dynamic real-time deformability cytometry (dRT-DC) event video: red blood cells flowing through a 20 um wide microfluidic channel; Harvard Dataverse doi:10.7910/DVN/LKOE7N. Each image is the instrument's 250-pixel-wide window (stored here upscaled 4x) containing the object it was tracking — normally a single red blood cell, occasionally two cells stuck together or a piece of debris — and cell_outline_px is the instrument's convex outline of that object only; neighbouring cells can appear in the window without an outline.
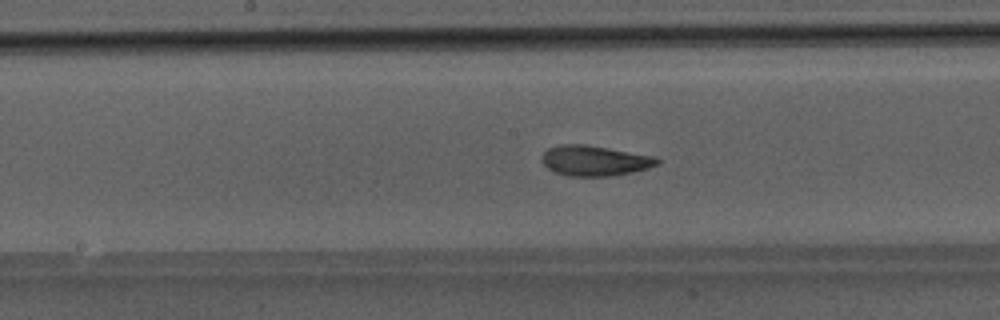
{"species": "Egyptian fruit bat (a non-hibernating species)", "species_latin": "Rousettus aegyptiacus", "temperature_condition": "room temperature", "stored_images_in_passage": 49, "camera_frame_rate_fps": 3000, "um_per_image_px": 0.085, "animal": {"sex": "male"}, "frame": {"image": 1, "passage_image": 26, "time_ms": 8.333, "image_size_px": [1000, 320], "cell_outline_px": [[660, 164], [648, 168], [632, 172], [612, 176], [568, 176], [552, 172], [540, 160], [540, 156], [548, 148], [560, 144], [584, 144], [656, 156], [660, 160]], "centroid_in_image_um": [50.53, 13.66], "position_along_channel_um": 197.7, "area_um2": 20.63}}
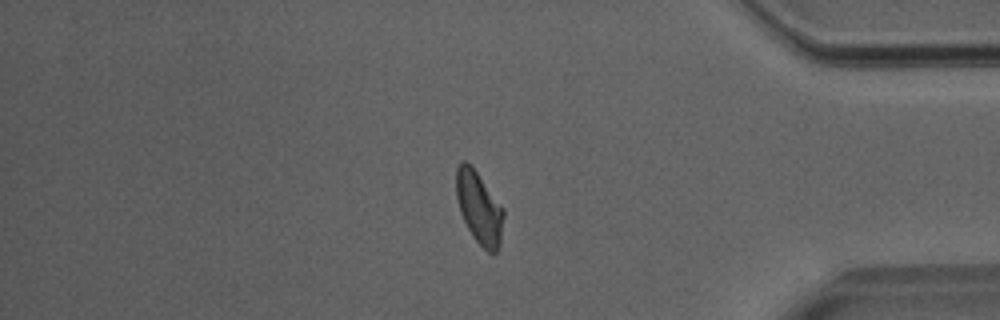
{"frame": {"image": 2, "passage_image": 42, "time_ms": 13.667, "image_size_px": [1000, 320], "cell_outline_px": [[504, 216], [500, 244], [496, 252], [492, 256], [472, 236], [460, 212], [456, 196], [456, 168], [460, 160], [464, 160], [472, 164], [504, 208]], "centroid_in_image_um": [40.73, 17.62], "position_along_channel_um": 394.5, "area_um2": 20.29}}
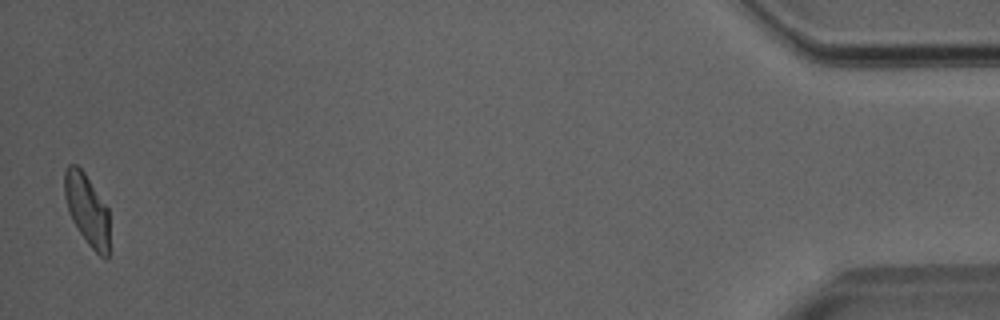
{"frame": {"image": 3, "passage_image": 49, "time_ms": 16.0, "image_size_px": [1000, 320], "cell_outline_px": [[108, 256], [104, 260], [88, 244], [72, 220], [68, 212], [64, 196], [64, 168], [68, 164], [76, 164], [84, 172], [108, 208]], "centroid_in_image_um": [7.37, 17.78], "position_along_channel_um": 427.8, "area_um2": 18.61}}